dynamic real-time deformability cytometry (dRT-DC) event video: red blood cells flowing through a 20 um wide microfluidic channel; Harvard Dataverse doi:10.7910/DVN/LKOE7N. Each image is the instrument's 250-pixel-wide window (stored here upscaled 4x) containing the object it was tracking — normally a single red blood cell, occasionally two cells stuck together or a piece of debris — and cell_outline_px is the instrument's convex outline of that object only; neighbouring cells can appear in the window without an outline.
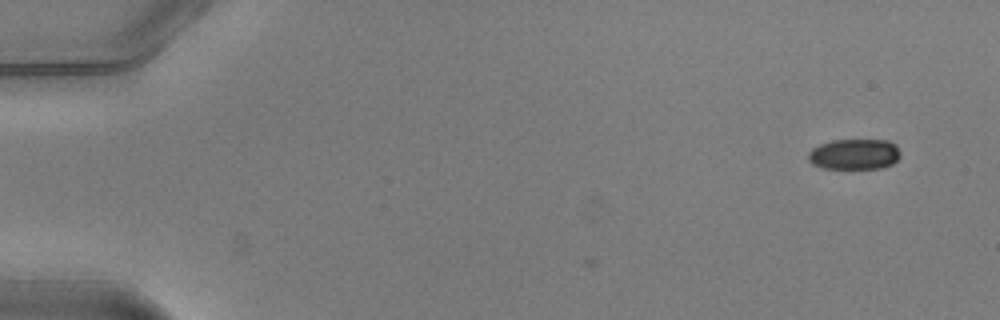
{"species": "common noctule bat (a hibernating species)", "species_latin": "Nyctalus noctula", "temperature_condition": "warm", "stored_images_in_passage": 2, "camera_frame_rate_fps": 3000, "um_per_image_px": 0.085, "animal": {"sex": "male", "body_mass_g": 20.5, "forearm_length_mm": 52.5}, "frame": {"image": 1, "passage_image": 2, "time_ms": 0.333, "image_size_px": [1000, 320], "cell_outline_px": [[900, 156], [892, 164], [884, 168], [820, 168], [812, 164], [808, 160], [808, 152], [812, 148], [820, 144], [832, 140], [888, 140], [896, 144], [900, 152]], "centroid_in_image_um": [72.62, 13.11], "position_along_channel_um": 12.4, "area_um2": 16.59}}